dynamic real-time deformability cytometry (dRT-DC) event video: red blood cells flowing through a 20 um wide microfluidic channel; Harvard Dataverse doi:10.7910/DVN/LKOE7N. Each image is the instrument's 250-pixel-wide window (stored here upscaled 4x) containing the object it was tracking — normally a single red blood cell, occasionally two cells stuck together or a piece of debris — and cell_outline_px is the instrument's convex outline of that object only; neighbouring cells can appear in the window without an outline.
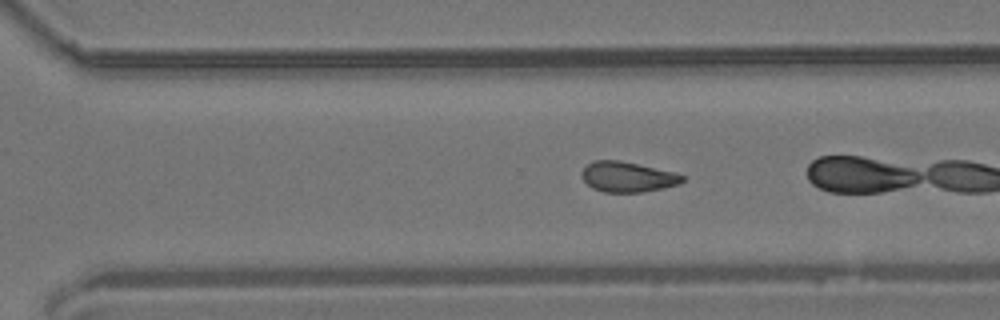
{"species": "common noctule bat (a hibernating species)", "species_latin": "Nyctalus noctula", "temperature_condition": "room temperature", "stored_images_in_passage": 39, "camera_frame_rate_fps": 3000, "um_per_image_px": 0.085, "animal": {"sex": "male", "body_mass_g": 19.2, "forearm_length_mm": 51.8}, "frame": {"image": 1, "passage_image": 34, "time_ms": 11.0, "image_size_px": [1000, 320], "cell_outline_px": [[684, 180], [680, 184], [664, 188], [644, 192], [604, 192], [592, 188], [584, 180], [584, 168], [588, 164], [596, 160], [620, 160], [676, 172], [684, 176]], "centroid_in_image_um": [53.41, 15.04], "position_along_channel_um": 317.2, "area_um2": 17.69}}